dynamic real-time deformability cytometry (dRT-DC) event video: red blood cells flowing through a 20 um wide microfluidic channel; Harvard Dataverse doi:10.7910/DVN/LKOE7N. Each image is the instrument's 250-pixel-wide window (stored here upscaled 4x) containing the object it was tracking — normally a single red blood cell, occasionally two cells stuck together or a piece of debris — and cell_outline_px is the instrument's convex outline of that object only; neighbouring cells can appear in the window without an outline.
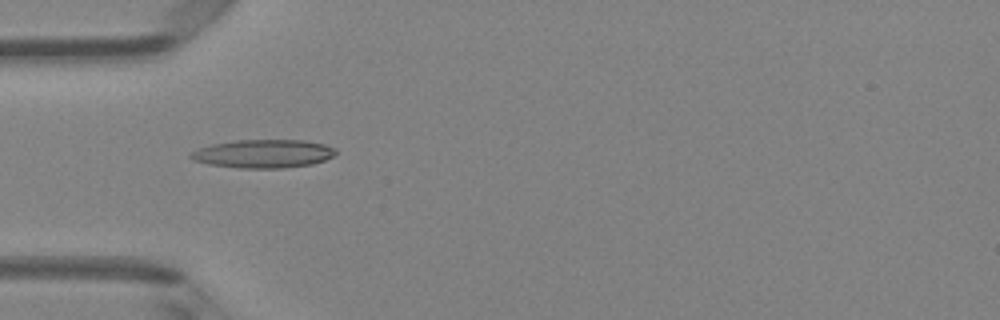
{"species": "Egyptian fruit bat (a non-hibernating species)", "species_latin": "Rousettus aegyptiacus", "temperature_condition": "room temperature", "stored_images_in_passage": 8, "camera_frame_rate_fps": 3000, "um_per_image_px": 0.085, "animal": {"sex": "female"}, "frame": {"image": 1, "passage_image": 5, "time_ms": 4.667, "image_size_px": [1000, 320], "cell_outline_px": [[336, 152], [332, 156], [324, 160], [312, 164], [284, 168], [240, 168], [208, 164], [192, 160], [188, 156], [192, 152], [200, 148], [212, 144], [236, 140], [304, 140], [324, 144], [336, 148]], "centroid_in_image_um": [22.38, 13.06], "position_along_channel_um": 62.6, "area_um2": 23.93}}
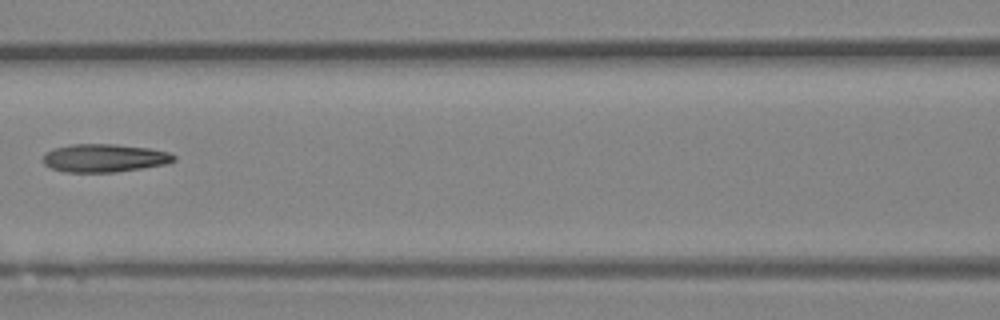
{"frame": {"image": 2, "passage_image": 7, "time_ms": 7.0, "image_size_px": [1000, 320], "cell_outline_px": [[176, 160], [168, 164], [116, 172], [64, 172], [52, 168], [44, 164], [40, 160], [44, 152], [52, 148], [72, 144], [116, 144], [148, 148], [168, 152], [176, 156]], "centroid_in_image_um": [8.83, 13.43], "position_along_channel_um": 157.8, "area_um2": 21.73}}
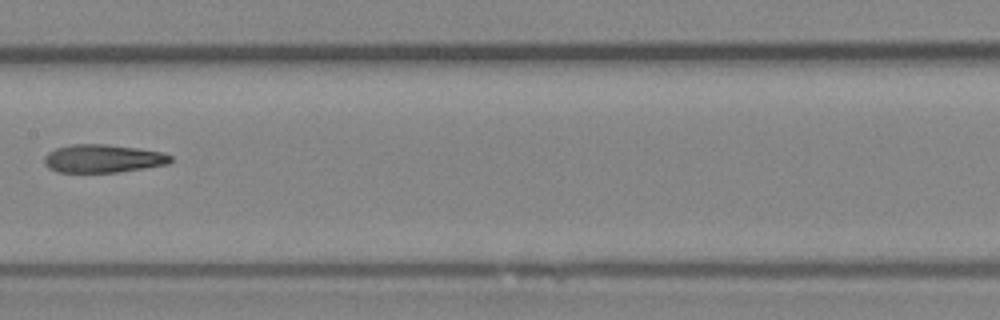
{"frame": {"image": 3, "passage_image": 8, "time_ms": 8.0, "image_size_px": [1000, 320], "cell_outline_px": [[172, 160], [168, 164], [144, 168], [116, 172], [56, 172], [48, 168], [44, 164], [44, 156], [48, 152], [56, 148], [72, 144], [104, 144], [136, 148], [164, 152], [172, 156]], "centroid_in_image_um": [8.73, 13.48], "position_along_channel_um": 198.7, "area_um2": 20.75}}